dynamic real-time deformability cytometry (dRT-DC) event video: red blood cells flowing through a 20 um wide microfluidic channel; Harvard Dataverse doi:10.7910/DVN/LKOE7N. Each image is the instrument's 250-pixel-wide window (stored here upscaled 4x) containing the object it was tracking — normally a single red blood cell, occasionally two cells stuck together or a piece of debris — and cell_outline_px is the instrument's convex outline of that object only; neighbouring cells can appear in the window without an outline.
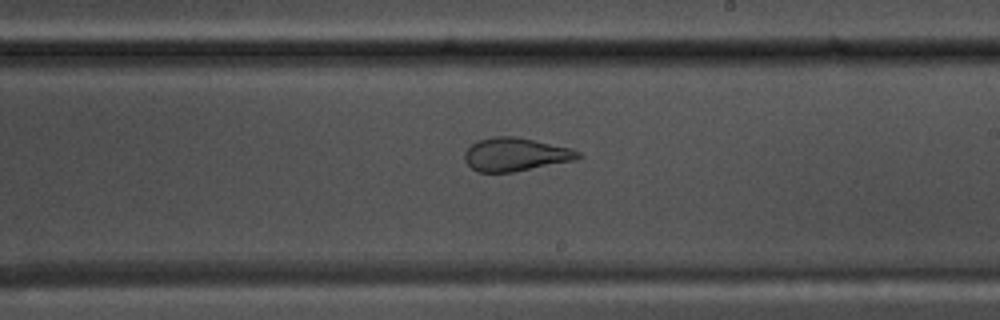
{"species": "common noctule bat (a hibernating species)", "species_latin": "Nyctalus noctula", "temperature_condition": "warm", "stored_images_in_passage": 42, "camera_frame_rate_fps": 3000, "um_per_image_px": 0.085, "animal": {"sex": "male", "body_mass_g": 17.5, "forearm_length_mm": 52.3}, "frame": {"image": 1, "passage_image": 19, "time_ms": 6.0, "image_size_px": [1000, 320], "cell_outline_px": [[584, 156], [576, 160], [512, 172], [476, 172], [464, 160], [464, 152], [476, 140], [496, 136], [516, 136], [572, 148], [580, 152]], "centroid_in_image_um": [43.83, 13.12], "position_along_channel_um": 245.2, "area_um2": 22.2}}
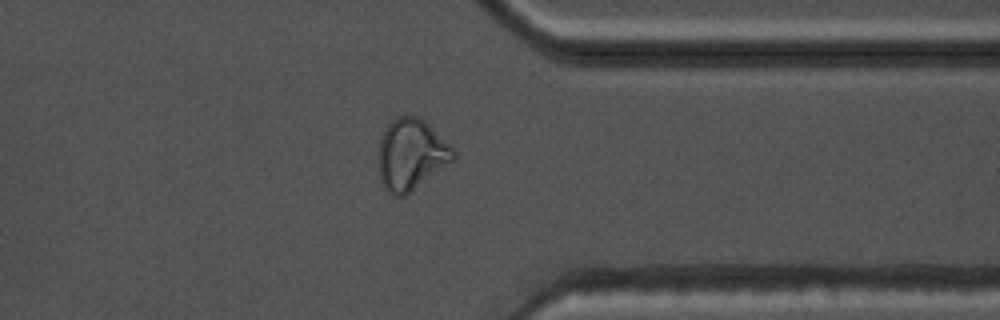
{"frame": {"image": 2, "passage_image": 30, "time_ms": 9.667, "image_size_px": [1000, 320], "cell_outline_px": [[456, 160], [404, 196], [392, 196], [384, 188], [380, 180], [380, 140], [388, 124], [396, 116], [420, 116], [456, 152]], "centroid_in_image_um": [34.97, 13.15], "position_along_channel_um": 376.4, "area_um2": 30.75}, "authors_computed_cell_mechanics": {"area_um2": 25.5765, "velocity_mm_per_s": 3.7037, "shape_relaxation_time_tau1_ms": null, "shape_relaxation_time_tau2_ms": 1.1509, "deformation_change_tau1": null, "deformation_change_tau2": 0.091}}